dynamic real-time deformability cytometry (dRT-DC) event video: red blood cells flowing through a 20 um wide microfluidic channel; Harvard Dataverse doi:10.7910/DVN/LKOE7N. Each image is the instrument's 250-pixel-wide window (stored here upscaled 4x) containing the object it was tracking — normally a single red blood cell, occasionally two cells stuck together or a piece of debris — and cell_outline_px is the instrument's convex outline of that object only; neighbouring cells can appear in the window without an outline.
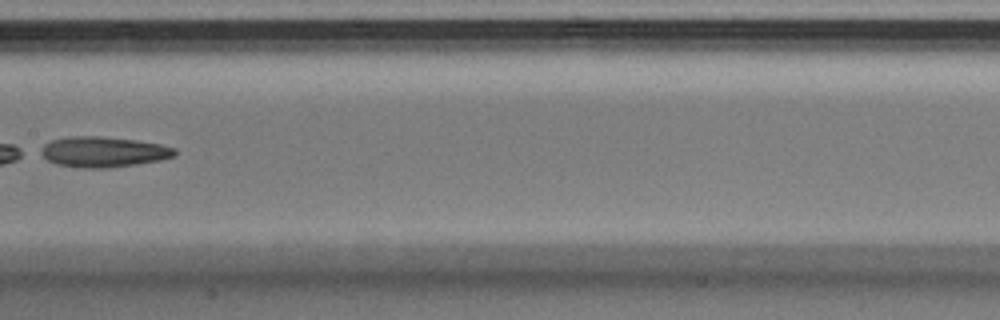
{"species": "Egyptian fruit bat (a non-hibernating species)", "species_latin": "Rousettus aegyptiacus", "temperature_condition": "warm", "stored_images_in_passage": 32, "camera_frame_rate_fps": 3000, "um_per_image_px": 0.085, "animal": {"sex": "male"}, "frame": {"image": 1, "passage_image": 14, "time_ms": 4.333, "image_size_px": [1000, 320], "cell_outline_px": [[176, 156], [160, 160], [136, 164], [108, 168], [80, 168], [56, 164], [48, 160], [36, 152], [44, 144], [52, 140], [72, 136], [96, 136], [136, 140], [160, 144], [176, 148]], "centroid_in_image_um": [8.75, 12.91], "position_along_channel_um": 198.6, "area_um2": 23.93}}